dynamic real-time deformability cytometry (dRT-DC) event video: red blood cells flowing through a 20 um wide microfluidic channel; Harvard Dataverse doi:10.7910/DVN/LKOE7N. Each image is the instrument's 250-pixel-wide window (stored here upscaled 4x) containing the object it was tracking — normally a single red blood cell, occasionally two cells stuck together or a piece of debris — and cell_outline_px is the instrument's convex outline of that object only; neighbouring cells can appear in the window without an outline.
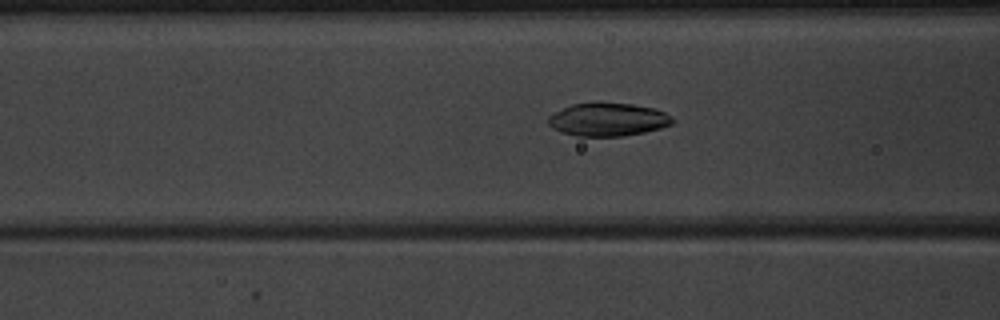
{"species": "common noctule bat (a hibernating species)", "species_latin": "Nyctalus noctula", "temperature_condition": "warm", "stored_images_in_passage": 39, "camera_frame_rate_fps": 3000, "um_per_image_px": 0.085, "animal": {"sex": "male", "body_mass_g": 20.1, "forearm_length_mm": 53.5}, "frame": {"image": 1, "passage_image": 13, "time_ms": 4.0, "image_size_px": [1000, 320], "cell_outline_px": [[676, 120], [672, 124], [660, 128], [644, 132], [624, 136], [576, 136], [552, 128], [548, 124], [548, 116], [572, 104], [596, 100], [600, 100], [632, 104], [652, 108], [664, 112]], "centroid_in_image_um": [51.67, 10.13], "position_along_channel_um": 114.9, "area_um2": 24.39}}
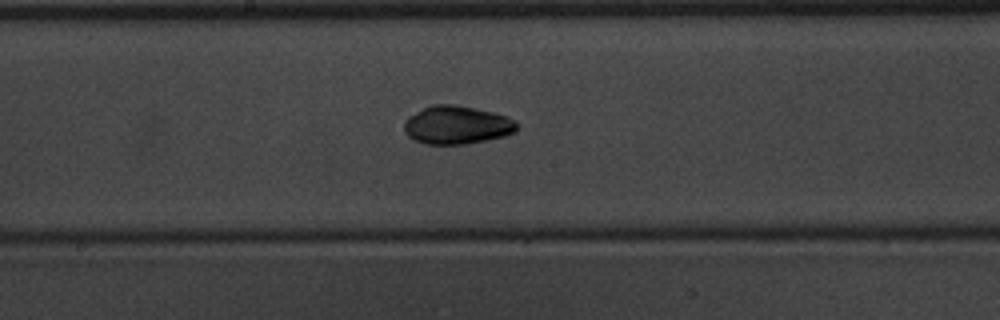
{"frame": {"image": 2, "passage_image": 20, "time_ms": 6.333, "image_size_px": [1000, 320], "cell_outline_px": [[516, 132], [504, 136], [464, 144], [424, 144], [412, 140], [404, 132], [404, 124], [408, 116], [432, 104], [456, 104], [492, 112], [508, 116], [516, 120]], "centroid_in_image_um": [38.81, 10.62], "position_along_channel_um": 209.4, "area_um2": 25.2}}
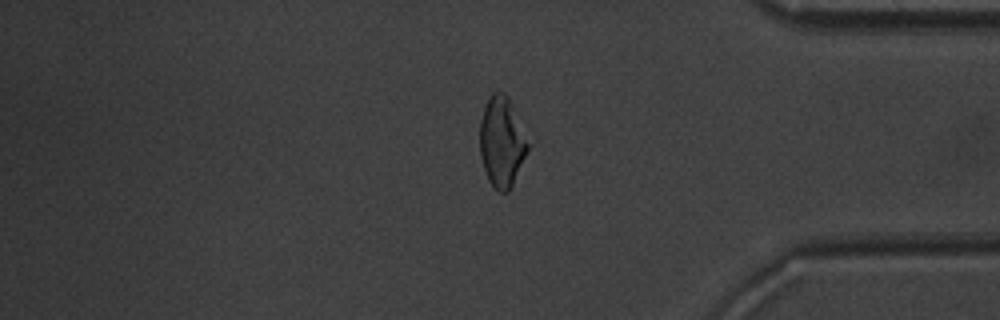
{"frame": {"image": 3, "passage_image": 35, "time_ms": 11.333, "image_size_px": [1000, 320], "cell_outline_px": [[532, 144], [508, 192], [500, 192], [488, 180], [480, 156], [480, 120], [484, 108], [492, 92], [504, 92], [508, 96]], "centroid_in_image_um": [42.69, 12.03], "position_along_channel_um": 392.5, "area_um2": 25.49}, "authors_computed_cell_mechanics": {"area_um2": 24.565, "velocity_mm_per_s": 4.0315, "shape_relaxation_time_tau1_ms": 3.5888, "shape_relaxation_time_tau2_ms": 3.316, "deformation_change_tau1": 0.1245, "deformation_change_tau2": 0.0445}}